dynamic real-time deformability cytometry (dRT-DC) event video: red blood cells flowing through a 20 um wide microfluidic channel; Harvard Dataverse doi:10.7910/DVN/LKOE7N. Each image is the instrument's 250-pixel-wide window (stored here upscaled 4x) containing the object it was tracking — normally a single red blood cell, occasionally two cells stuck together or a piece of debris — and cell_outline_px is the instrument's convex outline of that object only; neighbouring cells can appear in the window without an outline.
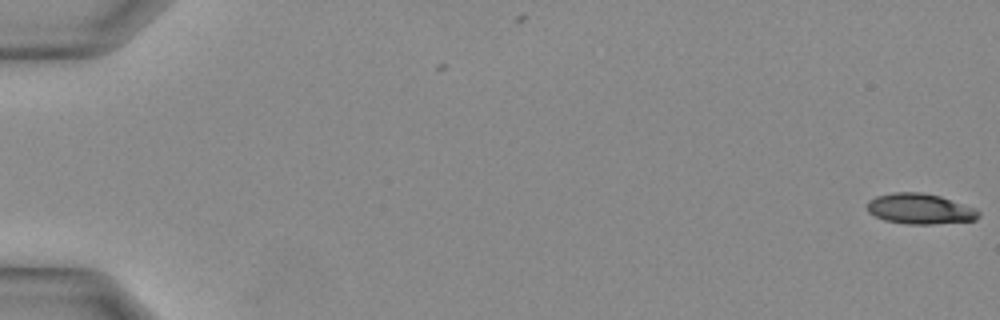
{"species": "Egyptian fruit bat (a non-hibernating species)", "species_latin": "Rousettus aegyptiacus", "temperature_condition": "warm", "stored_images_in_passage": 11, "camera_frame_rate_fps": 3000, "um_per_image_px": 0.085, "animal": {"sex": "female"}, "frame": {"image": 1, "passage_image": 1, "time_ms": 0.0, "image_size_px": [1000, 320], "cell_outline_px": [[980, 216], [976, 220], [932, 224], [908, 224], [884, 220], [868, 212], [868, 200], [876, 196], [892, 192], [920, 192], [940, 196], [976, 208], [980, 212]], "centroid_in_image_um": [78.21, 17.75], "position_along_channel_um": 6.8, "area_um2": 19.83}}